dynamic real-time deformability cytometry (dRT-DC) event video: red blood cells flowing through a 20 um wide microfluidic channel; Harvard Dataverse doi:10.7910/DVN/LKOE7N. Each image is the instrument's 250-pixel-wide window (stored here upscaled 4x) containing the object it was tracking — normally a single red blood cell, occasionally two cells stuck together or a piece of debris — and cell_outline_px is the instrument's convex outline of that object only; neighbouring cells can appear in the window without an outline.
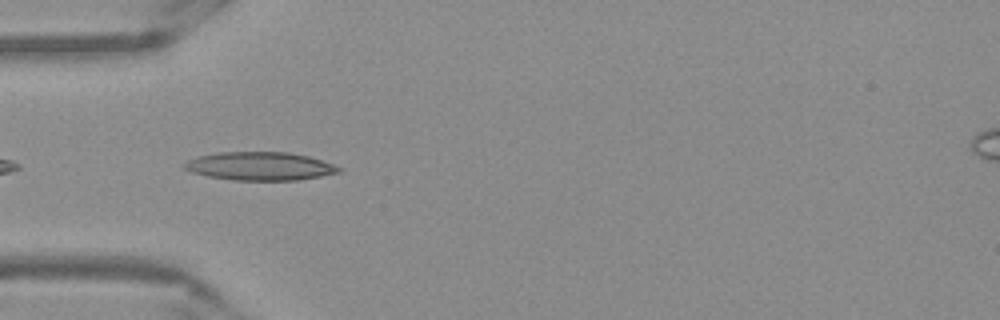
{"species": "Egyptian fruit bat (a non-hibernating species)", "species_latin": "Rousettus aegyptiacus", "temperature_condition": "warm", "stored_images_in_passage": 23, "camera_frame_rate_fps": 3000, "um_per_image_px": 0.085, "frame": {"image": 1, "passage_image": 2, "time_ms": 0.333, "image_size_px": [1000, 320], "cell_outline_px": [[344, 168], [340, 172], [300, 180], [232, 180], [208, 176], [192, 172], [184, 168], [180, 164], [196, 156], [220, 152], [288, 152], [308, 156]], "centroid_in_image_um": [22.07, 14.12], "position_along_channel_um": 62.9, "area_um2": 25.55}}
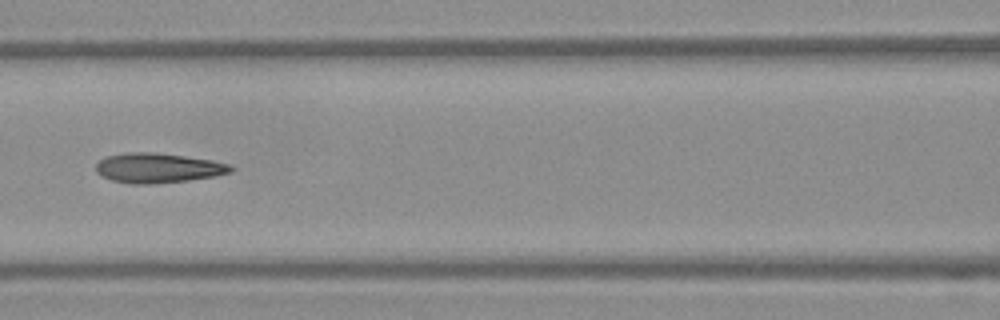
{"frame": {"image": 2, "passage_image": 9, "time_ms": 2.667, "image_size_px": [1000, 320], "cell_outline_px": [[236, 168], [232, 172], [216, 176], [188, 180], [152, 184], [128, 184], [112, 180], [100, 176], [96, 172], [96, 164], [104, 156], [128, 152], [156, 152], [212, 160], [228, 164]], "centroid_in_image_um": [13.41, 14.28], "position_along_channel_um": 153.2, "area_um2": 23.64}}
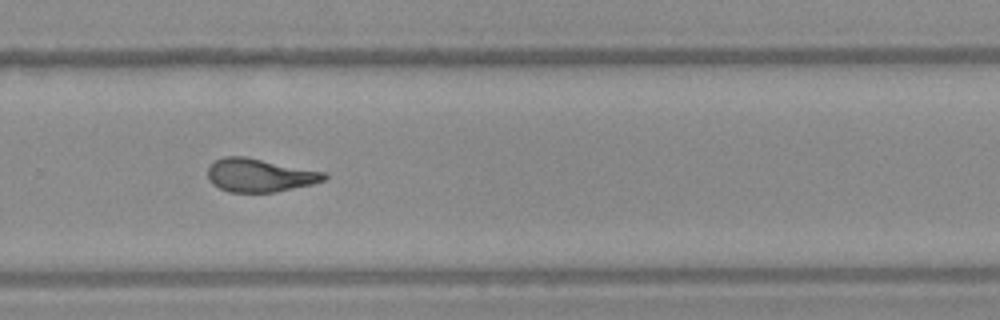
{"frame": {"image": 3, "passage_image": 21, "time_ms": 6.667, "image_size_px": [1000, 320], "cell_outline_px": [[328, 176], [324, 180], [312, 184], [276, 192], [228, 192], [212, 184], [208, 180], [208, 168], [216, 160], [224, 156], [244, 156], [324, 172]], "centroid_in_image_um": [22.04, 14.9], "position_along_channel_um": 307.8, "area_um2": 22.43}}